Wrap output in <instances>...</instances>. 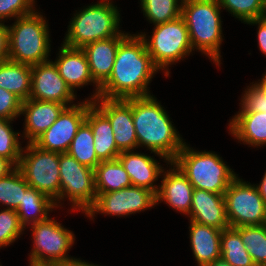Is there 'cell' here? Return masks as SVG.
I'll use <instances>...</instances> for the list:
<instances>
[{"label":"cell","mask_w":266,"mask_h":266,"mask_svg":"<svg viewBox=\"0 0 266 266\" xmlns=\"http://www.w3.org/2000/svg\"><path fill=\"white\" fill-rule=\"evenodd\" d=\"M190 243L198 266H206L221 258L222 230L190 220Z\"/></svg>","instance_id":"22"},{"label":"cell","mask_w":266,"mask_h":266,"mask_svg":"<svg viewBox=\"0 0 266 266\" xmlns=\"http://www.w3.org/2000/svg\"><path fill=\"white\" fill-rule=\"evenodd\" d=\"M74 93L60 76L53 61L31 66V94L30 99L51 101L72 106ZM72 103V104H71Z\"/></svg>","instance_id":"14"},{"label":"cell","mask_w":266,"mask_h":266,"mask_svg":"<svg viewBox=\"0 0 266 266\" xmlns=\"http://www.w3.org/2000/svg\"><path fill=\"white\" fill-rule=\"evenodd\" d=\"M229 121V131L235 139L249 146L266 145V112H238Z\"/></svg>","instance_id":"24"},{"label":"cell","mask_w":266,"mask_h":266,"mask_svg":"<svg viewBox=\"0 0 266 266\" xmlns=\"http://www.w3.org/2000/svg\"><path fill=\"white\" fill-rule=\"evenodd\" d=\"M49 266H98V265H94V264H90L88 262L82 261L80 259H73L70 261H66V262H59V263H55Z\"/></svg>","instance_id":"42"},{"label":"cell","mask_w":266,"mask_h":266,"mask_svg":"<svg viewBox=\"0 0 266 266\" xmlns=\"http://www.w3.org/2000/svg\"><path fill=\"white\" fill-rule=\"evenodd\" d=\"M68 107L57 102L27 99L22 102L21 115L25 114L23 136L27 143H33L43 134Z\"/></svg>","instance_id":"18"},{"label":"cell","mask_w":266,"mask_h":266,"mask_svg":"<svg viewBox=\"0 0 266 266\" xmlns=\"http://www.w3.org/2000/svg\"><path fill=\"white\" fill-rule=\"evenodd\" d=\"M260 196L262 199L266 202V171L263 175L262 180L260 181V184L256 185Z\"/></svg>","instance_id":"43"},{"label":"cell","mask_w":266,"mask_h":266,"mask_svg":"<svg viewBox=\"0 0 266 266\" xmlns=\"http://www.w3.org/2000/svg\"><path fill=\"white\" fill-rule=\"evenodd\" d=\"M56 208L55 202L42 192L29 187L20 202L16 213L19 216L20 224L26 229L29 225L43 222L49 217V212Z\"/></svg>","instance_id":"26"},{"label":"cell","mask_w":266,"mask_h":266,"mask_svg":"<svg viewBox=\"0 0 266 266\" xmlns=\"http://www.w3.org/2000/svg\"><path fill=\"white\" fill-rule=\"evenodd\" d=\"M206 266H231V265L227 263L224 259L219 258L215 260L213 263L207 264Z\"/></svg>","instance_id":"44"},{"label":"cell","mask_w":266,"mask_h":266,"mask_svg":"<svg viewBox=\"0 0 266 266\" xmlns=\"http://www.w3.org/2000/svg\"><path fill=\"white\" fill-rule=\"evenodd\" d=\"M256 266H266V224L235 228Z\"/></svg>","instance_id":"30"},{"label":"cell","mask_w":266,"mask_h":266,"mask_svg":"<svg viewBox=\"0 0 266 266\" xmlns=\"http://www.w3.org/2000/svg\"><path fill=\"white\" fill-rule=\"evenodd\" d=\"M154 27L150 39L146 38L145 32H141L140 35L145 41L153 64L159 70H164L165 76L168 77L169 65L183 60L194 51L190 42L189 31L181 16Z\"/></svg>","instance_id":"7"},{"label":"cell","mask_w":266,"mask_h":266,"mask_svg":"<svg viewBox=\"0 0 266 266\" xmlns=\"http://www.w3.org/2000/svg\"><path fill=\"white\" fill-rule=\"evenodd\" d=\"M182 0H140L144 17L153 25L173 21L181 16Z\"/></svg>","instance_id":"31"},{"label":"cell","mask_w":266,"mask_h":266,"mask_svg":"<svg viewBox=\"0 0 266 266\" xmlns=\"http://www.w3.org/2000/svg\"><path fill=\"white\" fill-rule=\"evenodd\" d=\"M118 159L127 171L132 186L144 187L158 193L160 186L155 185L154 181L158 180L164 170L159 161L134 150L121 152Z\"/></svg>","instance_id":"20"},{"label":"cell","mask_w":266,"mask_h":266,"mask_svg":"<svg viewBox=\"0 0 266 266\" xmlns=\"http://www.w3.org/2000/svg\"><path fill=\"white\" fill-rule=\"evenodd\" d=\"M17 168L30 187L42 192L55 203L59 202V153L27 143L23 147Z\"/></svg>","instance_id":"8"},{"label":"cell","mask_w":266,"mask_h":266,"mask_svg":"<svg viewBox=\"0 0 266 266\" xmlns=\"http://www.w3.org/2000/svg\"><path fill=\"white\" fill-rule=\"evenodd\" d=\"M92 103L93 101L85 99L82 103L66 107L33 143L46 151L66 153L79 127L86 120L88 107Z\"/></svg>","instance_id":"13"},{"label":"cell","mask_w":266,"mask_h":266,"mask_svg":"<svg viewBox=\"0 0 266 266\" xmlns=\"http://www.w3.org/2000/svg\"><path fill=\"white\" fill-rule=\"evenodd\" d=\"M9 30L8 60L35 65L49 61V27L43 15L37 11L18 17Z\"/></svg>","instance_id":"6"},{"label":"cell","mask_w":266,"mask_h":266,"mask_svg":"<svg viewBox=\"0 0 266 266\" xmlns=\"http://www.w3.org/2000/svg\"><path fill=\"white\" fill-rule=\"evenodd\" d=\"M95 172V189L97 194L108 193L131 187L127 171L119 159L101 161Z\"/></svg>","instance_id":"27"},{"label":"cell","mask_w":266,"mask_h":266,"mask_svg":"<svg viewBox=\"0 0 266 266\" xmlns=\"http://www.w3.org/2000/svg\"><path fill=\"white\" fill-rule=\"evenodd\" d=\"M93 104L109 119L120 152L136 150L138 141L133 123L132 106L126 99L98 97Z\"/></svg>","instance_id":"15"},{"label":"cell","mask_w":266,"mask_h":266,"mask_svg":"<svg viewBox=\"0 0 266 266\" xmlns=\"http://www.w3.org/2000/svg\"><path fill=\"white\" fill-rule=\"evenodd\" d=\"M156 205V194L150 189L131 186L121 190L97 194L94 204L86 211L93 219L96 213L111 216H127Z\"/></svg>","instance_id":"12"},{"label":"cell","mask_w":266,"mask_h":266,"mask_svg":"<svg viewBox=\"0 0 266 266\" xmlns=\"http://www.w3.org/2000/svg\"><path fill=\"white\" fill-rule=\"evenodd\" d=\"M59 171L60 196L59 202L55 203L56 208L68 198L73 210L86 213L97 197L94 169L79 163L67 153H59Z\"/></svg>","instance_id":"10"},{"label":"cell","mask_w":266,"mask_h":266,"mask_svg":"<svg viewBox=\"0 0 266 266\" xmlns=\"http://www.w3.org/2000/svg\"><path fill=\"white\" fill-rule=\"evenodd\" d=\"M187 177L193 188L224 194L238 176L218 154L197 151L185 142L172 162Z\"/></svg>","instance_id":"5"},{"label":"cell","mask_w":266,"mask_h":266,"mask_svg":"<svg viewBox=\"0 0 266 266\" xmlns=\"http://www.w3.org/2000/svg\"><path fill=\"white\" fill-rule=\"evenodd\" d=\"M16 166L7 158L0 157V178L7 176Z\"/></svg>","instance_id":"41"},{"label":"cell","mask_w":266,"mask_h":266,"mask_svg":"<svg viewBox=\"0 0 266 266\" xmlns=\"http://www.w3.org/2000/svg\"><path fill=\"white\" fill-rule=\"evenodd\" d=\"M245 24L249 25H257L258 24V31H257V37H258V45L259 50L266 55V16L257 18L255 20H250L246 22Z\"/></svg>","instance_id":"39"},{"label":"cell","mask_w":266,"mask_h":266,"mask_svg":"<svg viewBox=\"0 0 266 266\" xmlns=\"http://www.w3.org/2000/svg\"><path fill=\"white\" fill-rule=\"evenodd\" d=\"M190 220L216 229L229 228L224 194L194 188Z\"/></svg>","instance_id":"19"},{"label":"cell","mask_w":266,"mask_h":266,"mask_svg":"<svg viewBox=\"0 0 266 266\" xmlns=\"http://www.w3.org/2000/svg\"><path fill=\"white\" fill-rule=\"evenodd\" d=\"M127 35H117L85 45L82 50L88 60L93 80L101 86L111 75L119 43Z\"/></svg>","instance_id":"21"},{"label":"cell","mask_w":266,"mask_h":266,"mask_svg":"<svg viewBox=\"0 0 266 266\" xmlns=\"http://www.w3.org/2000/svg\"><path fill=\"white\" fill-rule=\"evenodd\" d=\"M35 0H0V22L31 14Z\"/></svg>","instance_id":"37"},{"label":"cell","mask_w":266,"mask_h":266,"mask_svg":"<svg viewBox=\"0 0 266 266\" xmlns=\"http://www.w3.org/2000/svg\"><path fill=\"white\" fill-rule=\"evenodd\" d=\"M11 121L0 119V157L9 159L17 167L23 148L18 140L21 135L12 129Z\"/></svg>","instance_id":"34"},{"label":"cell","mask_w":266,"mask_h":266,"mask_svg":"<svg viewBox=\"0 0 266 266\" xmlns=\"http://www.w3.org/2000/svg\"><path fill=\"white\" fill-rule=\"evenodd\" d=\"M226 9L243 23L266 16V0H218Z\"/></svg>","instance_id":"33"},{"label":"cell","mask_w":266,"mask_h":266,"mask_svg":"<svg viewBox=\"0 0 266 266\" xmlns=\"http://www.w3.org/2000/svg\"><path fill=\"white\" fill-rule=\"evenodd\" d=\"M239 112H266V89L255 82L245 89Z\"/></svg>","instance_id":"36"},{"label":"cell","mask_w":266,"mask_h":266,"mask_svg":"<svg viewBox=\"0 0 266 266\" xmlns=\"http://www.w3.org/2000/svg\"><path fill=\"white\" fill-rule=\"evenodd\" d=\"M9 57V30L4 22H0V62Z\"/></svg>","instance_id":"40"},{"label":"cell","mask_w":266,"mask_h":266,"mask_svg":"<svg viewBox=\"0 0 266 266\" xmlns=\"http://www.w3.org/2000/svg\"><path fill=\"white\" fill-rule=\"evenodd\" d=\"M30 186L16 167L7 176L0 178V203L7 209L16 210Z\"/></svg>","instance_id":"32"},{"label":"cell","mask_w":266,"mask_h":266,"mask_svg":"<svg viewBox=\"0 0 266 266\" xmlns=\"http://www.w3.org/2000/svg\"><path fill=\"white\" fill-rule=\"evenodd\" d=\"M31 229L33 249L29 255V266H49L75 259L67 254L74 244L75 236L60 222L48 218L31 225Z\"/></svg>","instance_id":"9"},{"label":"cell","mask_w":266,"mask_h":266,"mask_svg":"<svg viewBox=\"0 0 266 266\" xmlns=\"http://www.w3.org/2000/svg\"><path fill=\"white\" fill-rule=\"evenodd\" d=\"M158 71L143 37L139 33L128 34L119 43L112 73L100 86L99 97L126 99L150 96L148 85Z\"/></svg>","instance_id":"1"},{"label":"cell","mask_w":266,"mask_h":266,"mask_svg":"<svg viewBox=\"0 0 266 266\" xmlns=\"http://www.w3.org/2000/svg\"><path fill=\"white\" fill-rule=\"evenodd\" d=\"M66 153L75 158L79 163L92 169H95L101 162L94 150L92 129L86 121L79 127Z\"/></svg>","instance_id":"28"},{"label":"cell","mask_w":266,"mask_h":266,"mask_svg":"<svg viewBox=\"0 0 266 266\" xmlns=\"http://www.w3.org/2000/svg\"><path fill=\"white\" fill-rule=\"evenodd\" d=\"M0 87L22 102L31 94V65L6 60L0 62Z\"/></svg>","instance_id":"25"},{"label":"cell","mask_w":266,"mask_h":266,"mask_svg":"<svg viewBox=\"0 0 266 266\" xmlns=\"http://www.w3.org/2000/svg\"><path fill=\"white\" fill-rule=\"evenodd\" d=\"M22 101L13 93L0 87V119L14 120L21 115Z\"/></svg>","instance_id":"38"},{"label":"cell","mask_w":266,"mask_h":266,"mask_svg":"<svg viewBox=\"0 0 266 266\" xmlns=\"http://www.w3.org/2000/svg\"><path fill=\"white\" fill-rule=\"evenodd\" d=\"M228 224L232 228L266 224V202L256 184L238 176L224 193Z\"/></svg>","instance_id":"11"},{"label":"cell","mask_w":266,"mask_h":266,"mask_svg":"<svg viewBox=\"0 0 266 266\" xmlns=\"http://www.w3.org/2000/svg\"><path fill=\"white\" fill-rule=\"evenodd\" d=\"M61 45L58 57L54 62L60 76L73 92L75 88H81L84 85H90V83L95 84V92L89 100H96L99 97L100 86L91 76L85 52L81 48H71L64 44Z\"/></svg>","instance_id":"16"},{"label":"cell","mask_w":266,"mask_h":266,"mask_svg":"<svg viewBox=\"0 0 266 266\" xmlns=\"http://www.w3.org/2000/svg\"><path fill=\"white\" fill-rule=\"evenodd\" d=\"M91 127L94 150L100 161L117 159L121 153L114 139L109 119L92 103L87 110L86 120Z\"/></svg>","instance_id":"23"},{"label":"cell","mask_w":266,"mask_h":266,"mask_svg":"<svg viewBox=\"0 0 266 266\" xmlns=\"http://www.w3.org/2000/svg\"><path fill=\"white\" fill-rule=\"evenodd\" d=\"M111 0H101L75 13L68 26L63 44L71 48L114 37L128 35L119 30L120 13Z\"/></svg>","instance_id":"4"},{"label":"cell","mask_w":266,"mask_h":266,"mask_svg":"<svg viewBox=\"0 0 266 266\" xmlns=\"http://www.w3.org/2000/svg\"><path fill=\"white\" fill-rule=\"evenodd\" d=\"M259 83L266 89V73L263 75Z\"/></svg>","instance_id":"45"},{"label":"cell","mask_w":266,"mask_h":266,"mask_svg":"<svg viewBox=\"0 0 266 266\" xmlns=\"http://www.w3.org/2000/svg\"><path fill=\"white\" fill-rule=\"evenodd\" d=\"M181 17L189 31L193 50L205 54L220 66L223 41L221 7L218 0H182Z\"/></svg>","instance_id":"3"},{"label":"cell","mask_w":266,"mask_h":266,"mask_svg":"<svg viewBox=\"0 0 266 266\" xmlns=\"http://www.w3.org/2000/svg\"><path fill=\"white\" fill-rule=\"evenodd\" d=\"M24 227L20 224L16 210L1 209L0 211V248L14 243L23 234Z\"/></svg>","instance_id":"35"},{"label":"cell","mask_w":266,"mask_h":266,"mask_svg":"<svg viewBox=\"0 0 266 266\" xmlns=\"http://www.w3.org/2000/svg\"><path fill=\"white\" fill-rule=\"evenodd\" d=\"M171 168L163 170V180L156 194V205L165 202L171 208L188 215L191 209L194 188L182 171L174 164ZM173 166V168H172Z\"/></svg>","instance_id":"17"},{"label":"cell","mask_w":266,"mask_h":266,"mask_svg":"<svg viewBox=\"0 0 266 266\" xmlns=\"http://www.w3.org/2000/svg\"><path fill=\"white\" fill-rule=\"evenodd\" d=\"M126 100L132 106L138 147H147V150L164 159L167 164L173 162L185 142L166 110L153 95Z\"/></svg>","instance_id":"2"},{"label":"cell","mask_w":266,"mask_h":266,"mask_svg":"<svg viewBox=\"0 0 266 266\" xmlns=\"http://www.w3.org/2000/svg\"><path fill=\"white\" fill-rule=\"evenodd\" d=\"M221 258L231 266H256L241 240L240 233L232 227L221 232Z\"/></svg>","instance_id":"29"}]
</instances>
